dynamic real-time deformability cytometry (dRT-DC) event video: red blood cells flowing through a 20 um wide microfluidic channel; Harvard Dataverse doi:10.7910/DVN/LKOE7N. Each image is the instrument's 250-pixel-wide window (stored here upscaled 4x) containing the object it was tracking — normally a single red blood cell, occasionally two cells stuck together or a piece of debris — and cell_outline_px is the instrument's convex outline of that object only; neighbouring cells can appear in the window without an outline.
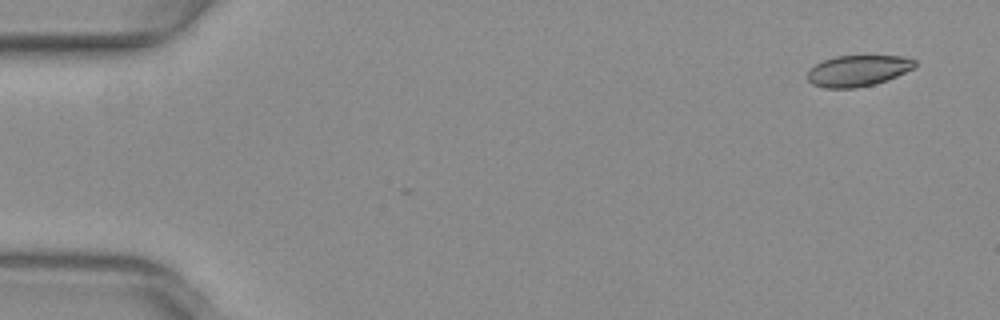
{"species": "common noctule bat (a hibernating species)", "species_latin": "Nyctalus noctula", "temperature_condition": "warm", "stored_images_in_passage": 4, "camera_frame_rate_fps": 3000, "um_per_image_px": 0.085, "animal": {"sex": "female", "body_mass_g": 29.2, "forearm_length_mm": 56.3}, "frame": {"image": 1, "passage_image": 1, "time_ms": 0.0, "image_size_px": [1000, 320], "cell_outline_px": [[916, 64], [912, 68], [896, 76], [872, 84], [856, 88], [824, 88], [812, 84], [808, 80], [808, 68], [824, 60], [836, 56], [904, 56], [916, 60]], "centroid_in_image_um": [72.88, 6.0], "position_along_channel_um": 12.1, "area_um2": 19.25}}